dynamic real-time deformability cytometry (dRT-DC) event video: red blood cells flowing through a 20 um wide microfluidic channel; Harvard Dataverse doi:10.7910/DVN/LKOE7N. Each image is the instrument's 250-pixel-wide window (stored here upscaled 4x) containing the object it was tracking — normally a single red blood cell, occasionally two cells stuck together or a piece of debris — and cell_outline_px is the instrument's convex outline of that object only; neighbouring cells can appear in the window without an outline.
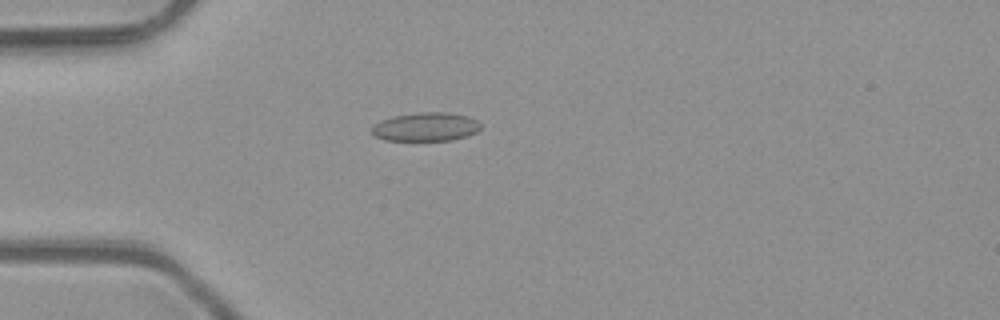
{"species": "common noctule bat (a hibernating species)", "species_latin": "Nyctalus noctula", "temperature_condition": "room temperature", "stored_images_in_passage": 38, "camera_frame_rate_fps": 3000, "um_per_image_px": 0.085, "animal": {"sex": "male", "body_mass_g": 23.1, "forearm_length_mm": 52.7}, "frame": {"image": 1, "passage_image": 11, "time_ms": 3.333, "image_size_px": [1000, 320], "cell_outline_px": [[480, 128], [476, 132], [468, 136], [452, 140], [384, 140], [376, 136], [372, 132], [372, 128], [380, 120], [392, 116], [420, 112], [448, 112], [468, 116], [476, 120], [480, 124]], "centroid_in_image_um": [36.21, 10.77], "position_along_channel_um": 48.8, "area_um2": 18.15}}
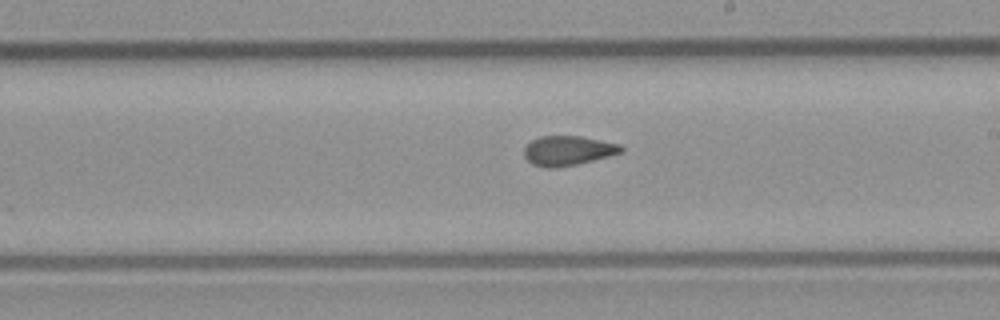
{"frame": {"image": 2, "passage_image": 26, "time_ms": 8.333, "image_size_px": [1000, 320], "cell_outline_px": [[624, 148], [620, 152], [608, 156], [576, 164], [556, 168], [548, 168], [532, 164], [524, 156], [524, 148], [532, 140], [540, 136], [580, 136], [620, 144]], "centroid_in_image_um": [48.24, 12.8], "position_along_channel_um": 240.8, "area_um2": 16.53}}
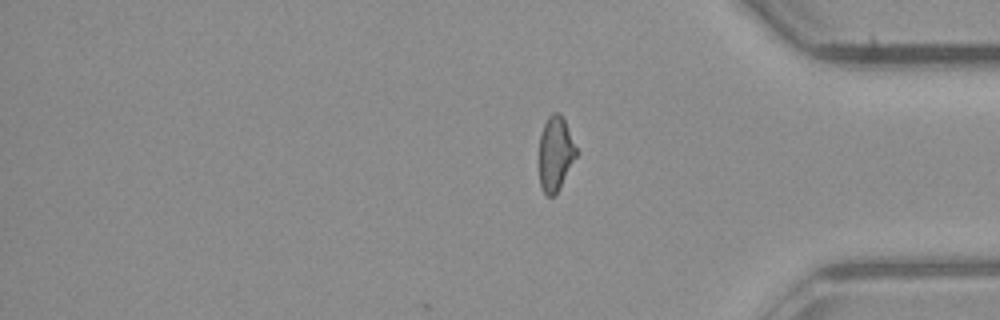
{"frame": {"image": 3, "passage_image": 38, "time_ms": 12.333, "image_size_px": [1000, 320], "cell_outline_px": [[580, 152], [560, 188], [552, 196], [548, 196], [544, 192], [540, 184], [540, 136], [544, 124], [548, 116], [552, 112], [560, 112]], "centroid_in_image_um": [47.26, 13.04], "position_along_channel_um": 387.9, "area_um2": 16.3}, "authors_computed_cell_mechanics": {"area_um2": 17.0221, "velocity_mm_per_s": 4.1108, "shape_relaxation_time_tau1_ms": null, "shape_relaxation_time_tau2_ms": 1.4226, "deformation_change_tau1": null, "deformation_change_tau2": 0.0907}}